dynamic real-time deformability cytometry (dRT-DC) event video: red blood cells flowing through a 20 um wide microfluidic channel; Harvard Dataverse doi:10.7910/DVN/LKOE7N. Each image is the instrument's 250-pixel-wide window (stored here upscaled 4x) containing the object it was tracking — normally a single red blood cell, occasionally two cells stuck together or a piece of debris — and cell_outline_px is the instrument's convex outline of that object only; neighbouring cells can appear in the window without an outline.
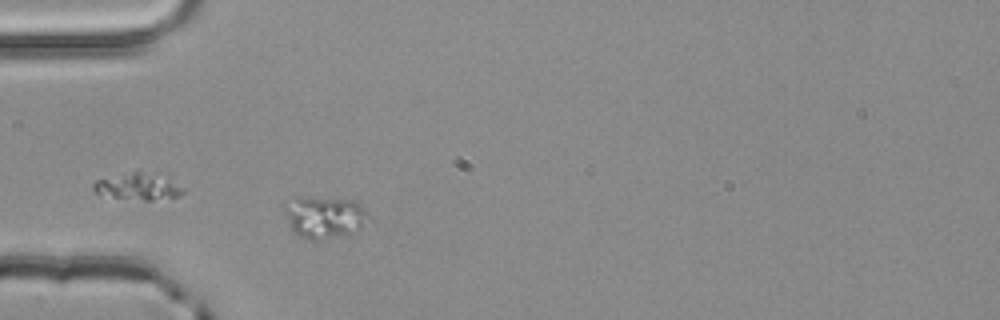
{"species": "common noctule bat (a hibernating species)", "species_latin": "Nyctalus noctula", "temperature_condition": "room temperature", "stored_images_in_passage": 2, "camera_frame_rate_fps": 3000, "um_per_image_px": 0.085, "animal": {"sex": "male", "body_mass_g": 20.4}, "frame": {"image": 1, "passage_image": 2, "time_ms": 0.333, "image_size_px": [1000, 320], "cell_outline_px": [[372, 216], [360, 228], [348, 232], [320, 240], [312, 240], [300, 236], [292, 228], [288, 220], [284, 208], [284, 204], [296, 200], [356, 200]], "centroid_in_image_um": [27.65, 18.49], "position_along_channel_um": 57.4, "area_um2": 19.25}}